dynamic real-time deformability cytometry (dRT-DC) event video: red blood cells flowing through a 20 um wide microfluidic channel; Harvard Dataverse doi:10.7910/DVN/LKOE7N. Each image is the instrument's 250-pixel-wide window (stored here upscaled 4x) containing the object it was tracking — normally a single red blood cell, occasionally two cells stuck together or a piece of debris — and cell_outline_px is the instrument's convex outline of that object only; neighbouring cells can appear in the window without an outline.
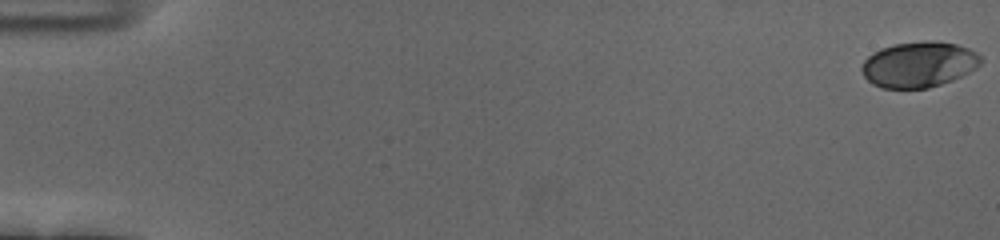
{"species": "human", "species_latin": "Homo sapiens", "temperature_condition": "cold", "stored_images_in_passage": 56, "camera_frame_rate_fps": 3000, "um_per_image_px": 0.085, "donor": {"sex": "female"}, "frame": {"image": 1, "passage_image": 1, "time_ms": 0.0, "image_size_px": [1000, 240], "cell_outline_px": [[984, 60], [976, 68], [952, 80], [928, 88], [880, 88], [872, 84], [864, 76], [860, 68], [864, 60], [872, 52], [880, 48], [896, 44], [928, 40], [932, 40], [956, 44], [968, 48], [976, 52]], "centroid_in_image_um": [78.08, 5.47], "position_along_channel_um": 6.9, "area_um2": 31.73}}
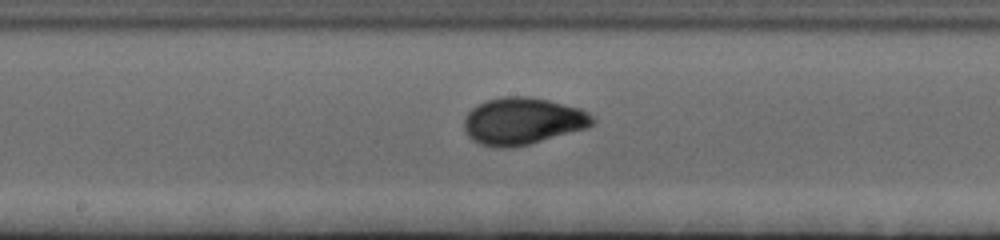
{"frame": {"image": 2, "passage_image": 31, "time_ms": 10.0, "image_size_px": [1000, 240], "cell_outline_px": [[596, 124], [588, 128], [528, 144], [512, 148], [496, 148], [480, 144], [472, 140], [468, 136], [464, 128], [464, 116], [472, 108], [488, 100], [504, 96], [528, 96], [548, 100], [580, 108], [588, 112], [596, 120]], "centroid_in_image_um": [44.44, 10.3], "position_along_channel_um": 203.8, "area_um2": 35.37}}
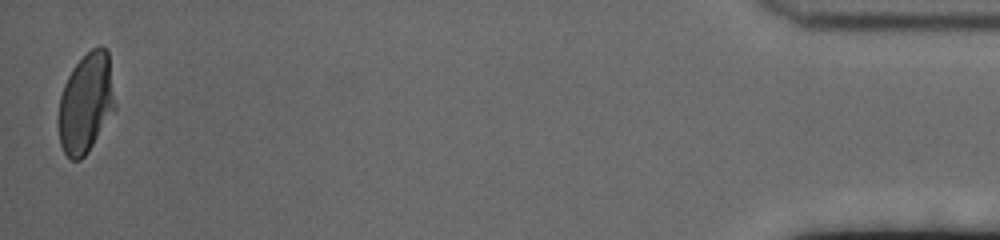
{"frame": {"image": 3, "passage_image": 56, "time_ms": 18.333, "image_size_px": [1000, 240], "cell_outline_px": [[116, 108], [88, 152], [80, 160], [72, 160], [64, 152], [60, 144], [60, 96], [64, 84], [72, 68], [92, 48], [100, 44], [108, 52], [116, 104]], "centroid_in_image_um": [7.33, 8.75], "position_along_channel_um": 427.9, "area_um2": 32.54}, "authors_computed_cell_mechanics": {"area_um2": 32.9749, "velocity_mm_per_s": 3.6812, "shape_relaxation_time_tau1_ms": 3.2454, "shape_relaxation_time_tau2_ms": null, "deformation_change_tau1": 0.1496, "deformation_change_tau2": null}}